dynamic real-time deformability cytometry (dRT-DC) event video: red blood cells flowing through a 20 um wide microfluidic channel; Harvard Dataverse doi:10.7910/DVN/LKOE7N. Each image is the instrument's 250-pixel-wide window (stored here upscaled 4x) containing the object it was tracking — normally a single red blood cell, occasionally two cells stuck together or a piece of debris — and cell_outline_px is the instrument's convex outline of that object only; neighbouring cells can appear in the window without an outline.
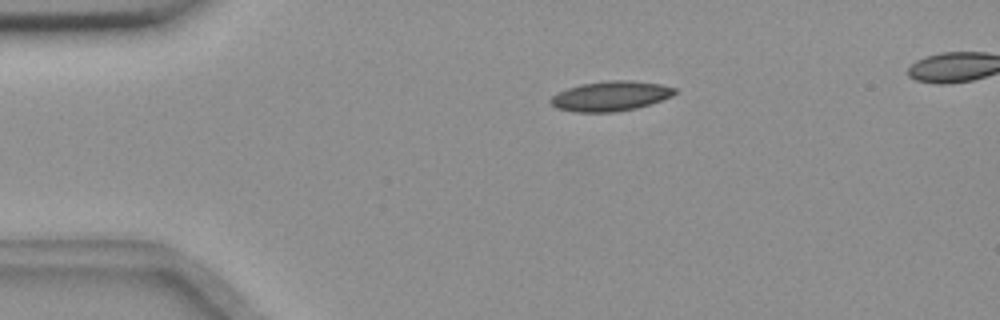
{"species": "common noctule bat (a hibernating species)", "species_latin": "Nyctalus noctula", "temperature_condition": "room temperature", "stored_images_in_passage": 44, "camera_frame_rate_fps": 3000, "um_per_image_px": 0.085, "animal": {"sex": "female", "body_mass_g": 18.4}, "frame": {"image": 1, "passage_image": 1, "time_ms": 0.0, "image_size_px": [1000, 320], "cell_outline_px": [[676, 92], [672, 96], [636, 108], [616, 112], [576, 112], [556, 108], [548, 100], [552, 96], [568, 88], [580, 84], [608, 80], [632, 80], [660, 84], [676, 88]], "centroid_in_image_um": [51.89, 8.16], "position_along_channel_um": 33.1, "area_um2": 21.5}}
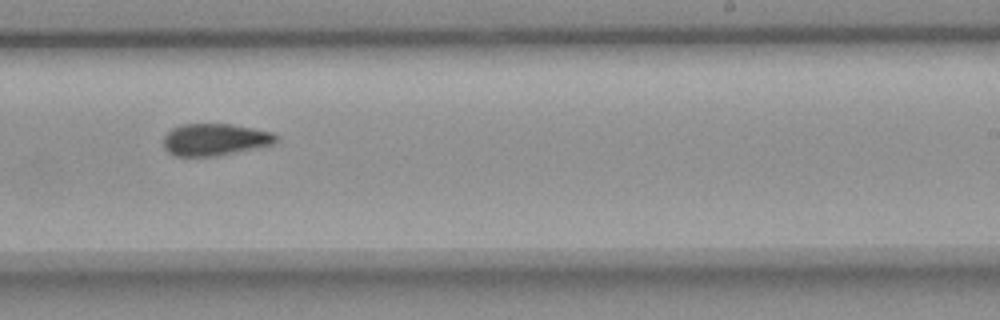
{"frame": {"image": 2, "passage_image": 24, "time_ms": 7.667, "image_size_px": [1000, 320], "cell_outline_px": [[276, 140], [272, 144], [216, 156], [172, 156], [164, 148], [164, 136], [172, 128], [180, 124], [232, 124], [272, 132], [276, 136]], "centroid_in_image_um": [18.2, 11.86], "position_along_channel_um": 270.8, "area_um2": 20.81}}
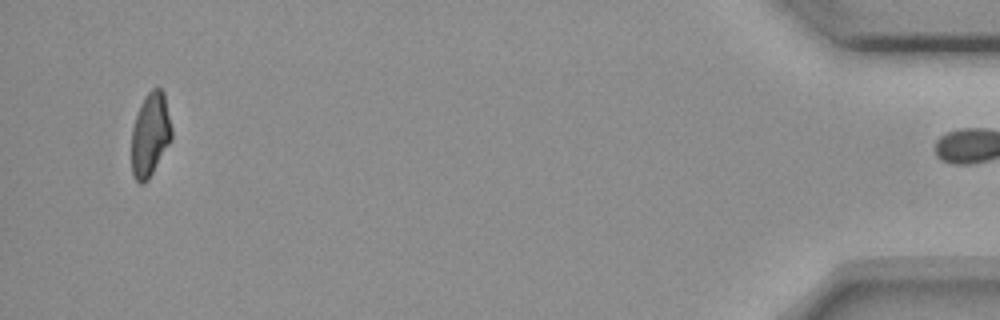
{"frame": {"image": 3, "passage_image": 43, "time_ms": 14.0, "image_size_px": [1000, 320], "cell_outline_px": [[172, 140], [148, 180], [140, 184], [132, 176], [132, 128], [140, 104], [144, 96], [152, 88], [160, 88], [164, 92], [172, 128]], "centroid_in_image_um": [12.78, 11.44], "position_along_channel_um": 422.4, "area_um2": 19.71}, "authors_computed_cell_mechanics": {"area_um2": 20.9814, "velocity_mm_per_s": 3.6733, "shape_relaxation_time_tau1_ms": null, "shape_relaxation_time_tau2_ms": 6.9913, "deformation_change_tau1": null, "deformation_change_tau2": 0.1139}}